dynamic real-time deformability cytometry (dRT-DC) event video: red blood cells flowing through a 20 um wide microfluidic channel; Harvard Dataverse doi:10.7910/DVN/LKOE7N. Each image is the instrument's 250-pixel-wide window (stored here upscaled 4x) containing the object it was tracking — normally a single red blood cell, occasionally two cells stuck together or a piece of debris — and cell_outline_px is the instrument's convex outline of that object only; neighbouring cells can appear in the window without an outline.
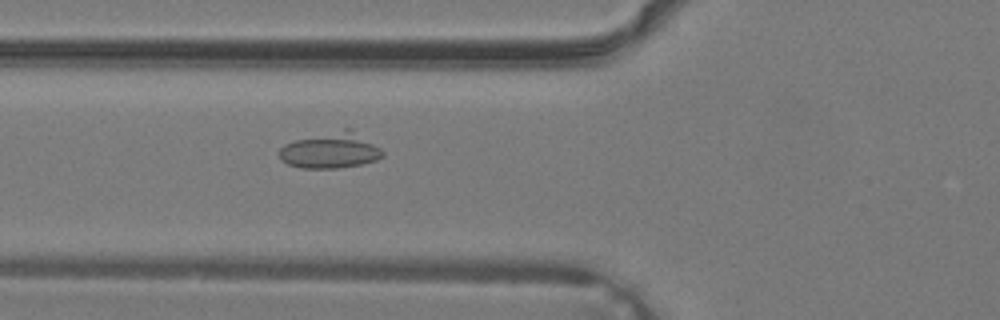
{"species": "common noctule bat (a hibernating species)", "species_latin": "Nyctalus noctula", "temperature_condition": "warm", "stored_images_in_passage": 24, "camera_frame_rate_fps": 3000, "um_per_image_px": 0.085, "animal": {"sex": "male", "body_mass_g": 19.2, "forearm_length_mm": 51.8}, "frame": {"image": 1, "passage_image": 2, "time_ms": 0.333, "image_size_px": [1000, 320], "cell_outline_px": [[384, 156], [376, 160], [360, 164], [336, 168], [300, 168], [288, 164], [280, 160], [280, 148], [284, 144], [296, 140], [344, 128], [352, 128], [380, 148], [384, 152]], "centroid_in_image_um": [28.11, 12.78], "position_along_channel_um": 97.7, "area_um2": 21.44}}
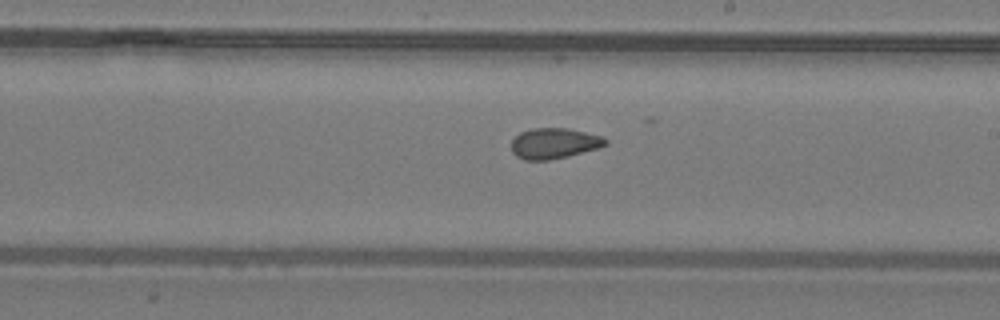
{"frame": {"image": 2, "passage_image": 10, "time_ms": 3.0, "image_size_px": [1000, 320], "cell_outline_px": [[608, 144], [600, 148], [568, 156], [548, 160], [524, 160], [516, 156], [512, 152], [512, 140], [520, 132], [532, 128], [568, 128], [604, 136], [608, 140]], "centroid_in_image_um": [47.14, 12.18], "position_along_channel_um": 241.9, "area_um2": 16.99}}
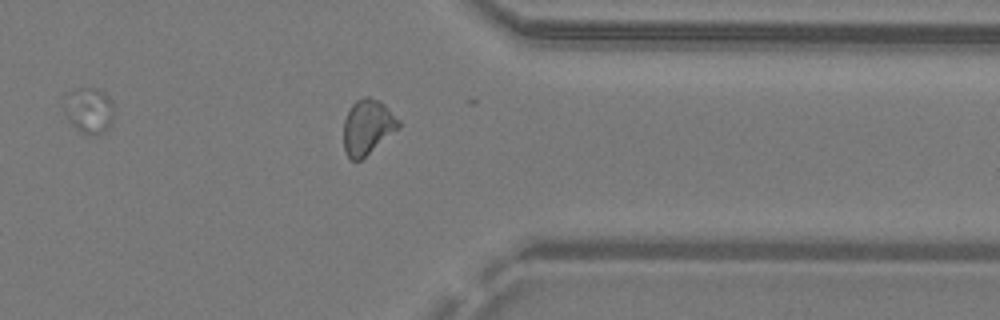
{"frame": {"image": 3, "passage_image": 18, "time_ms": 5.667, "image_size_px": [1000, 320], "cell_outline_px": [[400, 128], [360, 160], [352, 160], [348, 156], [344, 148], [344, 120], [352, 104], [356, 100], [364, 96], [368, 96], [380, 100], [400, 120]], "centroid_in_image_um": [31.26, 10.77], "position_along_channel_um": 380.1, "area_um2": 17.57}}